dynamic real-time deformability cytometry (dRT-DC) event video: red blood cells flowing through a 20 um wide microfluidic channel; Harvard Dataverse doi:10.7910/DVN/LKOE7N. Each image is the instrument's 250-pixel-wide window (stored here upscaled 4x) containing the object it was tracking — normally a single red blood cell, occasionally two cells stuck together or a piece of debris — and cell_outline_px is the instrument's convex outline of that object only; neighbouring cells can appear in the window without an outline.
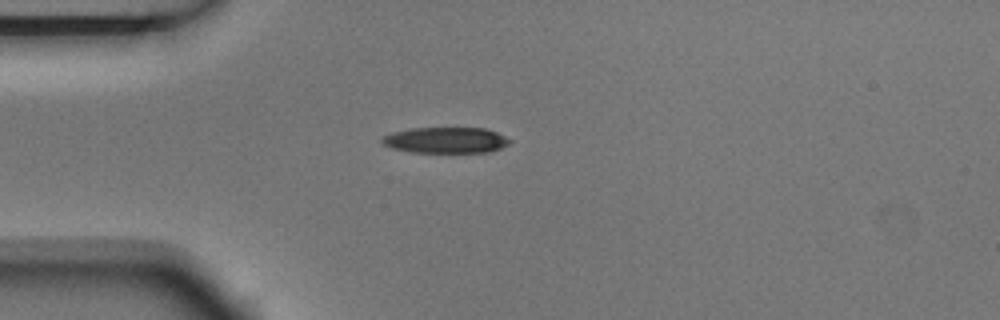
{"species": "Egyptian fruit bat (a non-hibernating species)", "species_latin": "Rousettus aegyptiacus", "temperature_condition": "room temperature", "stored_images_in_passage": 1, "camera_frame_rate_fps": 3000, "um_per_image_px": 0.085, "animal": {"sex": "male"}, "frame": {"image": 1, "passage_image": 1, "time_ms": 0.0, "image_size_px": [1000, 320], "cell_outline_px": [[512, 140], [508, 144], [500, 148], [488, 152], [412, 152], [392, 148], [384, 144], [380, 140], [380, 136], [392, 132], [408, 128], [484, 128], [496, 132]], "centroid_in_image_um": [37.84, 11.9], "position_along_channel_um": 47.2, "area_um2": 19.31}}